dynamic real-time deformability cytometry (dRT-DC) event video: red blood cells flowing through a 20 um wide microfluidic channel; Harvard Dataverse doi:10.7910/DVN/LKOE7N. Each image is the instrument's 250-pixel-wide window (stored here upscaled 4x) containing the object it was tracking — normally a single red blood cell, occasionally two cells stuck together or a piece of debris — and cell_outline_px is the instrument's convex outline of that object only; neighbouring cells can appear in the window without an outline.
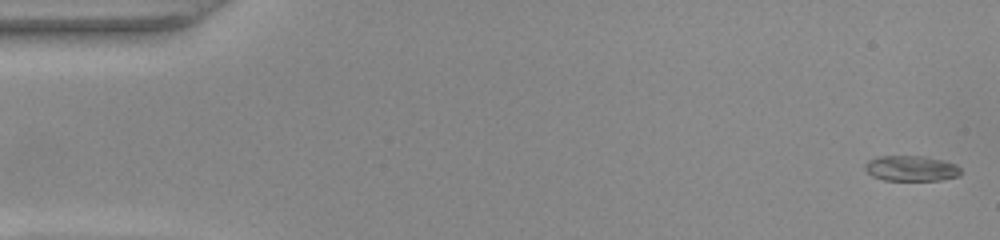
{"species": "common noctule bat (a hibernating species)", "species_latin": "Nyctalus noctula", "temperature_condition": "warm", "stored_images_in_passage": 14, "camera_frame_rate_fps": 3000, "um_per_image_px": 0.085, "animal": {"sex": "female", "body_mass_g": 22.0, "forearm_length_mm": 56.7}, "frame": {"image": 1, "passage_image": 1, "time_ms": 0.0, "image_size_px": [1000, 240], "cell_outline_px": [[960, 176], [940, 180], [884, 180], [872, 176], [864, 168], [864, 164], [868, 160], [880, 156], [924, 156], [956, 164], [960, 168]], "centroid_in_image_um": [77.43, 14.31], "position_along_channel_um": 7.6, "area_um2": 14.16}}